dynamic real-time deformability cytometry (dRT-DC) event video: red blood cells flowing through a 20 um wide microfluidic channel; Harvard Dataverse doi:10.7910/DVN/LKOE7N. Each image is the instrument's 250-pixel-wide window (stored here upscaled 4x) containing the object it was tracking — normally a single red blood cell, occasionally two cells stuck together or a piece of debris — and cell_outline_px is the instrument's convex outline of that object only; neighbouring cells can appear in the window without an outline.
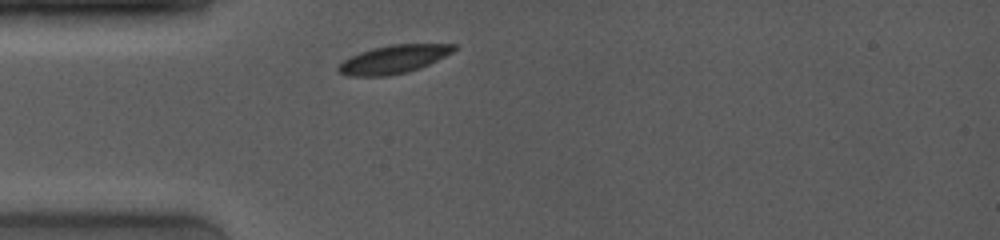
{"species": "common noctule bat (a hibernating species)", "species_latin": "Nyctalus noctula", "temperature_condition": "room temperature", "stored_images_in_passage": 20, "camera_frame_rate_fps": 4000, "um_per_image_px": 0.085, "animal": {"sex": "female", "body_mass_g": 19.0, "forearm_length_mm": 53.3}, "frame": {"image": 1, "passage_image": 1, "time_ms": 0.0, "image_size_px": [1000, 240], "cell_outline_px": [[460, 48], [420, 68], [408, 72], [388, 76], [348, 76], [340, 72], [336, 68], [344, 60], [360, 52], [372, 48], [392, 44], [456, 44]], "centroid_in_image_um": [33.48, 5.04], "position_along_channel_um": 51.5, "area_um2": 18.96}}
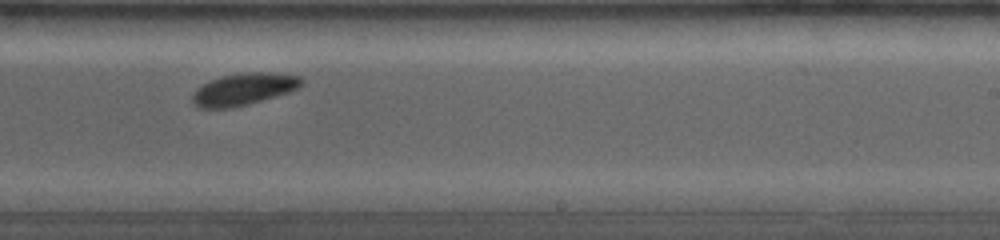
{"frame": {"image": 2, "passage_image": 12, "time_ms": 5.75, "image_size_px": [1000, 240], "cell_outline_px": [[304, 84], [288, 92], [248, 104], [232, 108], [196, 108], [192, 100], [192, 96], [196, 88], [220, 76], [244, 72], [268, 72], [300, 76], [304, 80]], "centroid_in_image_um": [20.7, 7.58], "position_along_channel_um": 268.3, "area_um2": 20.29}}
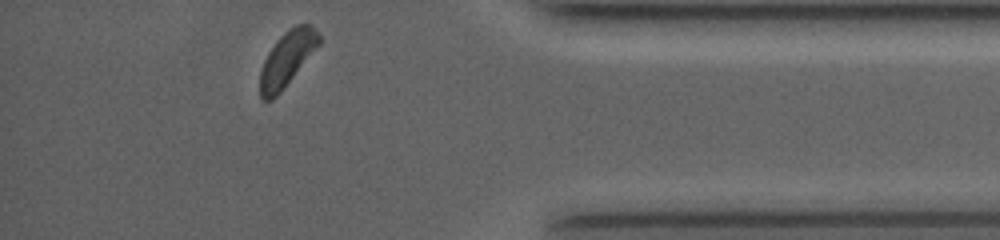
{"frame": {"image": 3, "passage_image": 20, "time_ms": 9.75, "image_size_px": [1000, 240], "cell_outline_px": [[320, 44], [280, 92], [272, 100], [260, 100], [260, 72], [264, 60], [268, 52], [276, 40], [288, 28], [296, 24], [308, 24], [320, 36]], "centroid_in_image_um": [24.37, 5.0], "position_along_channel_um": 410.8, "area_um2": 18.55}, "authors_computed_cell_mechanics": {"area_um2": 19.9121, "velocity_mm_per_s": 3.9359, "shape_relaxation_time_tau1_ms": 1.7093, "shape_relaxation_time_tau2_ms": null, "deformation_change_tau1": 0.0778, "deformation_change_tau2": null}}